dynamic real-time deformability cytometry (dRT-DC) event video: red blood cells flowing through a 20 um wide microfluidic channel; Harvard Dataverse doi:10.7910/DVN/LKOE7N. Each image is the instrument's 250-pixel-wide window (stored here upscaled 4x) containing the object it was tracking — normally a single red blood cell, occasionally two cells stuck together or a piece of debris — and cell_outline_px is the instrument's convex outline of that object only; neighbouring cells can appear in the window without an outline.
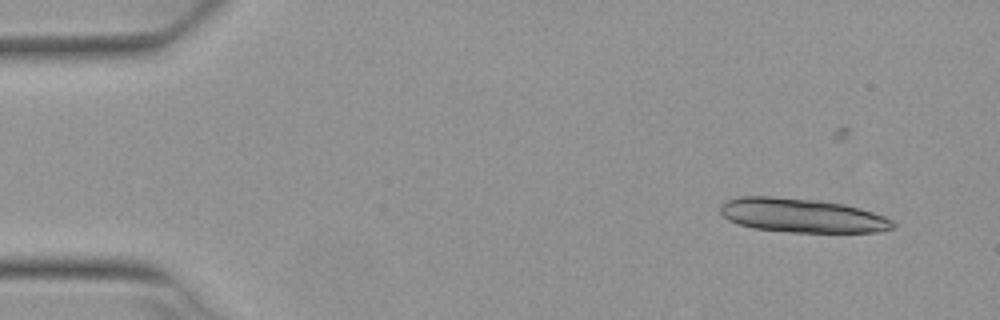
{"species": "Egyptian fruit bat (a non-hibernating species)", "species_latin": "Rousettus aegyptiacus", "temperature_condition": "warm", "stored_images_in_passage": 7, "camera_frame_rate_fps": 3000, "um_per_image_px": 0.085, "animal": {"sex": "female"}, "frame": {"image": 1, "passage_image": 2, "time_ms": 0.333, "image_size_px": [1000, 320], "cell_outline_px": [[896, 228], [880, 232], [792, 232], [752, 228], [736, 224], [728, 220], [720, 212], [720, 204], [724, 200], [740, 196], [772, 196], [820, 200], [844, 204], [860, 208], [884, 216], [892, 220], [896, 224]], "centroid_in_image_um": [68.15, 18.31], "position_along_channel_um": 16.8, "area_um2": 34.68}}
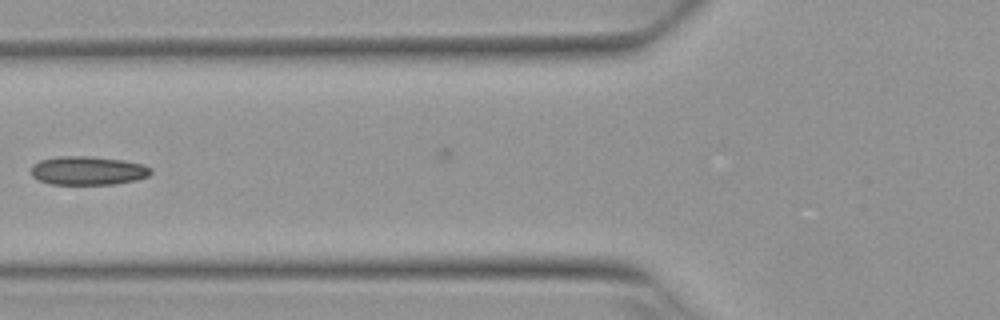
{"frame": {"image": 2, "passage_image": 6, "time_ms": 1.667, "image_size_px": [1000, 320], "cell_outline_px": [[152, 172], [148, 176], [136, 180], [116, 184], [52, 184], [40, 180], [32, 176], [32, 164], [40, 160], [56, 156], [88, 156], [124, 160], [144, 164], [152, 168]], "centroid_in_image_um": [7.5, 14.49], "position_along_channel_um": 118.3, "area_um2": 20.11}}
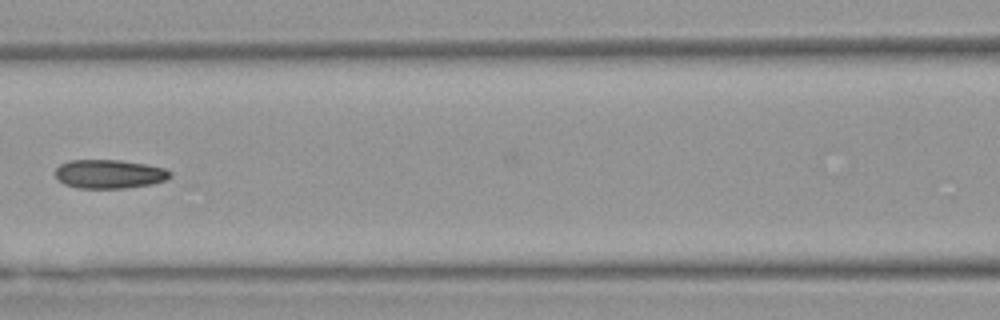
{"frame": {"image": 3, "passage_image": 7, "time_ms": 2.0, "image_size_px": [1000, 320], "cell_outline_px": [[172, 176], [168, 180], [152, 184], [124, 188], [76, 188], [64, 184], [56, 176], [56, 168], [60, 164], [68, 160], [120, 160], [148, 164], [164, 168], [172, 172]], "centroid_in_image_um": [9.33, 14.79], "position_along_channel_um": 157.3, "area_um2": 19.48}}